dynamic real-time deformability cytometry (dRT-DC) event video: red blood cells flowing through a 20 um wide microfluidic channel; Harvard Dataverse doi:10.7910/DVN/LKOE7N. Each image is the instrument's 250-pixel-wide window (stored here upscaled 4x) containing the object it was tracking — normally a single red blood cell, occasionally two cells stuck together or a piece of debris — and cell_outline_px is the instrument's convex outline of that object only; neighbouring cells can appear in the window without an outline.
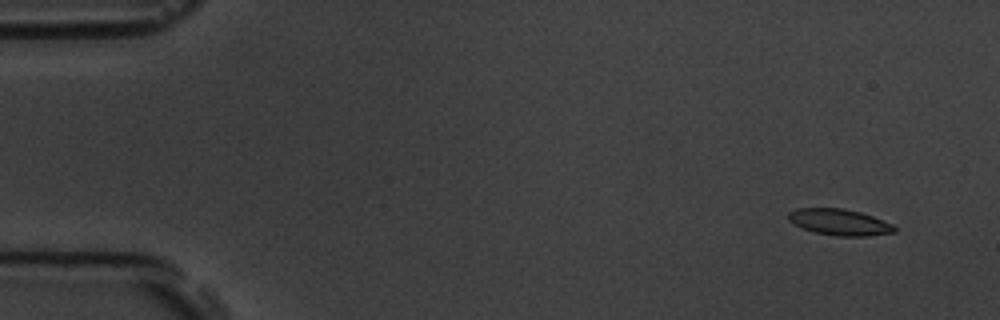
{"species": "common noctule bat (a hibernating species)", "species_latin": "Nyctalus noctula", "temperature_condition": "room temperature", "stored_images_in_passage": 4, "camera_frame_rate_fps": 3000, "um_per_image_px": 0.085, "animal": {"sex": "male", "body_mass_g": 19.5, "forearm_length_mm": 54.6}, "frame": {"image": 1, "passage_image": 1, "time_ms": 0.0, "image_size_px": [1000, 320], "cell_outline_px": [[896, 232], [868, 236], [836, 236], [816, 232], [804, 228], [788, 220], [788, 212], [796, 208], [840, 208], [860, 212], [872, 216], [892, 224], [896, 228]], "centroid_in_image_um": [71.36, 18.88], "position_along_channel_um": 13.6, "area_um2": 16.07}}
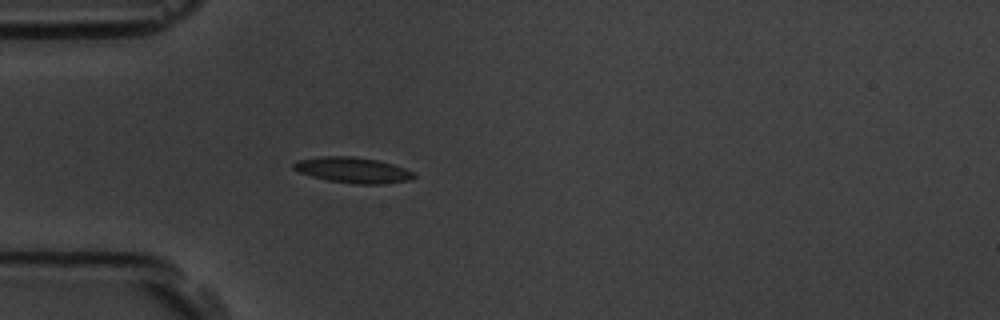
{"frame": {"image": 2, "passage_image": 4, "time_ms": 4.333, "image_size_px": [1000, 320], "cell_outline_px": [[416, 176], [412, 180], [380, 184], [356, 184], [328, 180], [312, 176], [300, 172], [292, 168], [292, 164], [296, 160], [320, 156], [352, 156], [380, 160], [416, 172]], "centroid_in_image_um": [30.02, 14.45], "position_along_channel_um": 55.0, "area_um2": 18.15}}